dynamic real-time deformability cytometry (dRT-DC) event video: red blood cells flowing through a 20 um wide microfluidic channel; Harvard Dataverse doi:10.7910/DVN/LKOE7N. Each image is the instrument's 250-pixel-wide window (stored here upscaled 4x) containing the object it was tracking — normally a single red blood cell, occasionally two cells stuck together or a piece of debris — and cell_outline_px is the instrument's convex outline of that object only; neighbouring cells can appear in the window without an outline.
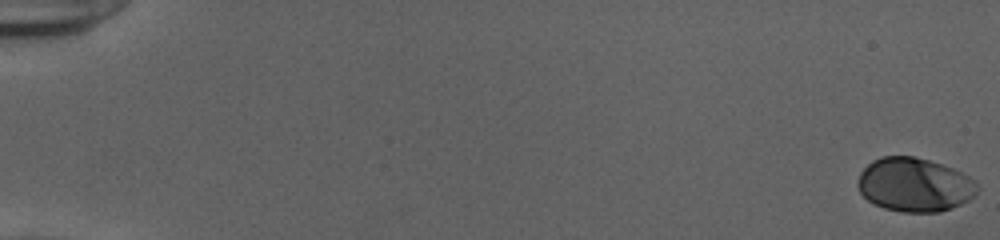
{"species": "human", "species_latin": "Homo sapiens", "temperature_condition": "cold", "stored_images_in_passage": 54, "camera_frame_rate_fps": 3000, "um_per_image_px": 0.085, "donor": {"sex": "female"}, "frame": {"image": 1, "passage_image": 1, "time_ms": 0.0, "image_size_px": [1000, 240], "cell_outline_px": [[980, 188], [968, 200], [952, 208], [940, 212], [900, 212], [884, 208], [872, 204], [860, 192], [856, 184], [860, 172], [872, 160], [880, 156], [912, 156], [928, 160], [952, 168], [968, 176]], "centroid_in_image_um": [77.69, 15.71], "position_along_channel_um": 7.3, "area_um2": 37.51}}
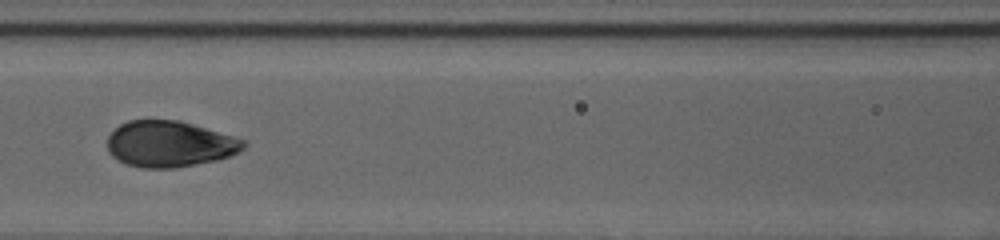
{"frame": {"image": 2, "passage_image": 27, "time_ms": 8.667, "image_size_px": [1000, 240], "cell_outline_px": [[248, 144], [240, 152], [216, 160], [176, 168], [140, 168], [124, 164], [112, 156], [108, 152], [108, 136], [120, 124], [128, 120], [176, 120], [232, 136], [244, 140]], "centroid_in_image_um": [14.38, 12.26], "position_along_channel_um": 152.2, "area_um2": 36.41}}
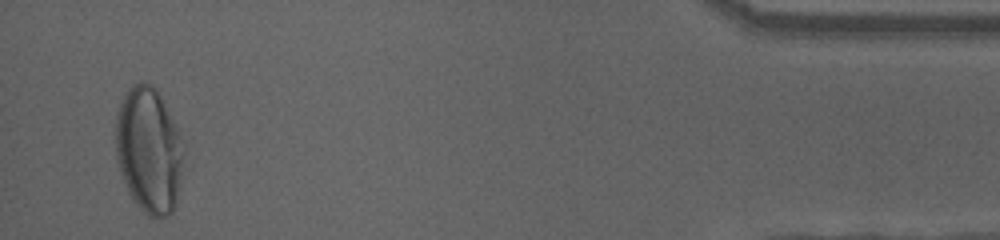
{"frame": {"image": 3, "passage_image": 53, "time_ms": 17.333, "image_size_px": [1000, 240], "cell_outline_px": [[184, 148], [180, 184], [176, 200], [172, 212], [168, 216], [160, 220], [148, 216], [132, 200], [128, 192], [120, 172], [116, 160], [116, 112], [128, 88], [132, 84], [140, 80], [152, 84], [156, 88], [176, 124], [184, 144]], "centroid_in_image_um": [12.65, 12.77], "position_along_channel_um": 422.5, "area_um2": 50.46}, "authors_computed_cell_mechanics": {"area_um2": 37.281, "velocity_mm_per_s": 3.8884, "shape_relaxation_time_tau1_ms": 3.4085, "shape_relaxation_time_tau2_ms": null, "deformation_change_tau1": 0.153, "deformation_change_tau2": null}}